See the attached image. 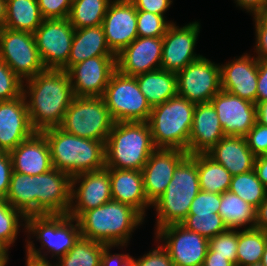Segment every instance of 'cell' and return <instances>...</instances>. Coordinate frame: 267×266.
<instances>
[{
  "label": "cell",
  "mask_w": 267,
  "mask_h": 266,
  "mask_svg": "<svg viewBox=\"0 0 267 266\" xmlns=\"http://www.w3.org/2000/svg\"><path fill=\"white\" fill-rule=\"evenodd\" d=\"M22 94L32 127L39 132L58 127L75 97L69 75L61 69H45L24 80Z\"/></svg>",
  "instance_id": "cell-1"
},
{
  "label": "cell",
  "mask_w": 267,
  "mask_h": 266,
  "mask_svg": "<svg viewBox=\"0 0 267 266\" xmlns=\"http://www.w3.org/2000/svg\"><path fill=\"white\" fill-rule=\"evenodd\" d=\"M144 217L132 206L111 200L82 212L77 218L81 237L106 245L127 246Z\"/></svg>",
  "instance_id": "cell-2"
},
{
  "label": "cell",
  "mask_w": 267,
  "mask_h": 266,
  "mask_svg": "<svg viewBox=\"0 0 267 266\" xmlns=\"http://www.w3.org/2000/svg\"><path fill=\"white\" fill-rule=\"evenodd\" d=\"M50 150L53 168L71 177L105 168V143L69 134L59 127L41 131Z\"/></svg>",
  "instance_id": "cell-3"
},
{
  "label": "cell",
  "mask_w": 267,
  "mask_h": 266,
  "mask_svg": "<svg viewBox=\"0 0 267 266\" xmlns=\"http://www.w3.org/2000/svg\"><path fill=\"white\" fill-rule=\"evenodd\" d=\"M155 149L147 122H115L105 144V167L142 171Z\"/></svg>",
  "instance_id": "cell-4"
},
{
  "label": "cell",
  "mask_w": 267,
  "mask_h": 266,
  "mask_svg": "<svg viewBox=\"0 0 267 266\" xmlns=\"http://www.w3.org/2000/svg\"><path fill=\"white\" fill-rule=\"evenodd\" d=\"M200 191L197 154L187 155L175 169L166 191L152 204L157 212L154 231L167 225L180 224Z\"/></svg>",
  "instance_id": "cell-5"
},
{
  "label": "cell",
  "mask_w": 267,
  "mask_h": 266,
  "mask_svg": "<svg viewBox=\"0 0 267 266\" xmlns=\"http://www.w3.org/2000/svg\"><path fill=\"white\" fill-rule=\"evenodd\" d=\"M196 103L179 95L152 107L147 121L155 148L180 149L188 153Z\"/></svg>",
  "instance_id": "cell-6"
},
{
  "label": "cell",
  "mask_w": 267,
  "mask_h": 266,
  "mask_svg": "<svg viewBox=\"0 0 267 266\" xmlns=\"http://www.w3.org/2000/svg\"><path fill=\"white\" fill-rule=\"evenodd\" d=\"M25 232L29 235L26 252L30 255L45 258L48 254L57 259L63 257L81 237L80 228L75 218L68 214L30 215L26 217ZM41 243L36 249L31 236ZM45 250L44 253L42 252Z\"/></svg>",
  "instance_id": "cell-7"
},
{
  "label": "cell",
  "mask_w": 267,
  "mask_h": 266,
  "mask_svg": "<svg viewBox=\"0 0 267 266\" xmlns=\"http://www.w3.org/2000/svg\"><path fill=\"white\" fill-rule=\"evenodd\" d=\"M114 123L103 98L88 96L73 98L58 127L69 134L106 144Z\"/></svg>",
  "instance_id": "cell-8"
},
{
  "label": "cell",
  "mask_w": 267,
  "mask_h": 266,
  "mask_svg": "<svg viewBox=\"0 0 267 266\" xmlns=\"http://www.w3.org/2000/svg\"><path fill=\"white\" fill-rule=\"evenodd\" d=\"M115 122H147L152 107L140 91L136 77L116 70L102 96Z\"/></svg>",
  "instance_id": "cell-9"
},
{
  "label": "cell",
  "mask_w": 267,
  "mask_h": 266,
  "mask_svg": "<svg viewBox=\"0 0 267 266\" xmlns=\"http://www.w3.org/2000/svg\"><path fill=\"white\" fill-rule=\"evenodd\" d=\"M0 59L23 81L46 69L29 32L0 29Z\"/></svg>",
  "instance_id": "cell-10"
},
{
  "label": "cell",
  "mask_w": 267,
  "mask_h": 266,
  "mask_svg": "<svg viewBox=\"0 0 267 266\" xmlns=\"http://www.w3.org/2000/svg\"><path fill=\"white\" fill-rule=\"evenodd\" d=\"M221 90L220 65L204 56L177 73V95L193 103H208Z\"/></svg>",
  "instance_id": "cell-11"
},
{
  "label": "cell",
  "mask_w": 267,
  "mask_h": 266,
  "mask_svg": "<svg viewBox=\"0 0 267 266\" xmlns=\"http://www.w3.org/2000/svg\"><path fill=\"white\" fill-rule=\"evenodd\" d=\"M74 32L68 18L42 21L33 35L46 69H62L67 64Z\"/></svg>",
  "instance_id": "cell-12"
},
{
  "label": "cell",
  "mask_w": 267,
  "mask_h": 266,
  "mask_svg": "<svg viewBox=\"0 0 267 266\" xmlns=\"http://www.w3.org/2000/svg\"><path fill=\"white\" fill-rule=\"evenodd\" d=\"M155 239L162 241L174 266H203L209 249V240L181 224H171L158 229Z\"/></svg>",
  "instance_id": "cell-13"
},
{
  "label": "cell",
  "mask_w": 267,
  "mask_h": 266,
  "mask_svg": "<svg viewBox=\"0 0 267 266\" xmlns=\"http://www.w3.org/2000/svg\"><path fill=\"white\" fill-rule=\"evenodd\" d=\"M200 23L195 21L183 27L172 23L163 36L161 69L178 73L202 55L194 52Z\"/></svg>",
  "instance_id": "cell-14"
},
{
  "label": "cell",
  "mask_w": 267,
  "mask_h": 266,
  "mask_svg": "<svg viewBox=\"0 0 267 266\" xmlns=\"http://www.w3.org/2000/svg\"><path fill=\"white\" fill-rule=\"evenodd\" d=\"M111 200L110 175L106 167L71 178V205L68 212L70 217L76 219L82 212L102 206Z\"/></svg>",
  "instance_id": "cell-15"
},
{
  "label": "cell",
  "mask_w": 267,
  "mask_h": 266,
  "mask_svg": "<svg viewBox=\"0 0 267 266\" xmlns=\"http://www.w3.org/2000/svg\"><path fill=\"white\" fill-rule=\"evenodd\" d=\"M116 70V56H96L73 65L67 73L74 96L102 97Z\"/></svg>",
  "instance_id": "cell-16"
},
{
  "label": "cell",
  "mask_w": 267,
  "mask_h": 266,
  "mask_svg": "<svg viewBox=\"0 0 267 266\" xmlns=\"http://www.w3.org/2000/svg\"><path fill=\"white\" fill-rule=\"evenodd\" d=\"M71 176L55 168L35 175L36 215L68 214Z\"/></svg>",
  "instance_id": "cell-17"
},
{
  "label": "cell",
  "mask_w": 267,
  "mask_h": 266,
  "mask_svg": "<svg viewBox=\"0 0 267 266\" xmlns=\"http://www.w3.org/2000/svg\"><path fill=\"white\" fill-rule=\"evenodd\" d=\"M102 27L108 47L119 54L137 37V10L130 0H112Z\"/></svg>",
  "instance_id": "cell-18"
},
{
  "label": "cell",
  "mask_w": 267,
  "mask_h": 266,
  "mask_svg": "<svg viewBox=\"0 0 267 266\" xmlns=\"http://www.w3.org/2000/svg\"><path fill=\"white\" fill-rule=\"evenodd\" d=\"M210 102L225 136L245 137L256 123V104L250 101L221 90Z\"/></svg>",
  "instance_id": "cell-19"
},
{
  "label": "cell",
  "mask_w": 267,
  "mask_h": 266,
  "mask_svg": "<svg viewBox=\"0 0 267 266\" xmlns=\"http://www.w3.org/2000/svg\"><path fill=\"white\" fill-rule=\"evenodd\" d=\"M188 155L180 149L156 148L142 168L144 191L153 204L165 191L179 163Z\"/></svg>",
  "instance_id": "cell-20"
},
{
  "label": "cell",
  "mask_w": 267,
  "mask_h": 266,
  "mask_svg": "<svg viewBox=\"0 0 267 266\" xmlns=\"http://www.w3.org/2000/svg\"><path fill=\"white\" fill-rule=\"evenodd\" d=\"M163 37H137L116 55L117 70L137 76L161 68Z\"/></svg>",
  "instance_id": "cell-21"
},
{
  "label": "cell",
  "mask_w": 267,
  "mask_h": 266,
  "mask_svg": "<svg viewBox=\"0 0 267 266\" xmlns=\"http://www.w3.org/2000/svg\"><path fill=\"white\" fill-rule=\"evenodd\" d=\"M35 132L23 94L12 100L0 101L1 152L10 153Z\"/></svg>",
  "instance_id": "cell-22"
},
{
  "label": "cell",
  "mask_w": 267,
  "mask_h": 266,
  "mask_svg": "<svg viewBox=\"0 0 267 266\" xmlns=\"http://www.w3.org/2000/svg\"><path fill=\"white\" fill-rule=\"evenodd\" d=\"M221 88L242 99L257 103L258 58L244 53L220 65Z\"/></svg>",
  "instance_id": "cell-23"
},
{
  "label": "cell",
  "mask_w": 267,
  "mask_h": 266,
  "mask_svg": "<svg viewBox=\"0 0 267 266\" xmlns=\"http://www.w3.org/2000/svg\"><path fill=\"white\" fill-rule=\"evenodd\" d=\"M225 134L211 102L197 103L188 141V155L206 154Z\"/></svg>",
  "instance_id": "cell-24"
},
{
  "label": "cell",
  "mask_w": 267,
  "mask_h": 266,
  "mask_svg": "<svg viewBox=\"0 0 267 266\" xmlns=\"http://www.w3.org/2000/svg\"><path fill=\"white\" fill-rule=\"evenodd\" d=\"M13 171L39 175L53 169L50 150L42 132L36 131L10 152Z\"/></svg>",
  "instance_id": "cell-25"
},
{
  "label": "cell",
  "mask_w": 267,
  "mask_h": 266,
  "mask_svg": "<svg viewBox=\"0 0 267 266\" xmlns=\"http://www.w3.org/2000/svg\"><path fill=\"white\" fill-rule=\"evenodd\" d=\"M107 169L110 175L112 200L132 206L145 218V210L152 207V204L145 195L142 171Z\"/></svg>",
  "instance_id": "cell-26"
},
{
  "label": "cell",
  "mask_w": 267,
  "mask_h": 266,
  "mask_svg": "<svg viewBox=\"0 0 267 266\" xmlns=\"http://www.w3.org/2000/svg\"><path fill=\"white\" fill-rule=\"evenodd\" d=\"M206 154L232 176L254 170L256 156L249 149L245 137L225 136Z\"/></svg>",
  "instance_id": "cell-27"
},
{
  "label": "cell",
  "mask_w": 267,
  "mask_h": 266,
  "mask_svg": "<svg viewBox=\"0 0 267 266\" xmlns=\"http://www.w3.org/2000/svg\"><path fill=\"white\" fill-rule=\"evenodd\" d=\"M96 56H116L107 45L102 25L75 29L68 62L61 70L68 71L73 65Z\"/></svg>",
  "instance_id": "cell-28"
},
{
  "label": "cell",
  "mask_w": 267,
  "mask_h": 266,
  "mask_svg": "<svg viewBox=\"0 0 267 266\" xmlns=\"http://www.w3.org/2000/svg\"><path fill=\"white\" fill-rule=\"evenodd\" d=\"M140 91L151 107L177 95V74L157 69L135 76Z\"/></svg>",
  "instance_id": "cell-29"
},
{
  "label": "cell",
  "mask_w": 267,
  "mask_h": 266,
  "mask_svg": "<svg viewBox=\"0 0 267 266\" xmlns=\"http://www.w3.org/2000/svg\"><path fill=\"white\" fill-rule=\"evenodd\" d=\"M218 214L228 229H250L256 225V208L229 190L221 194Z\"/></svg>",
  "instance_id": "cell-30"
},
{
  "label": "cell",
  "mask_w": 267,
  "mask_h": 266,
  "mask_svg": "<svg viewBox=\"0 0 267 266\" xmlns=\"http://www.w3.org/2000/svg\"><path fill=\"white\" fill-rule=\"evenodd\" d=\"M43 20L37 0H6L5 28L33 34Z\"/></svg>",
  "instance_id": "cell-31"
},
{
  "label": "cell",
  "mask_w": 267,
  "mask_h": 266,
  "mask_svg": "<svg viewBox=\"0 0 267 266\" xmlns=\"http://www.w3.org/2000/svg\"><path fill=\"white\" fill-rule=\"evenodd\" d=\"M5 200L26 217L36 215L35 175L12 171Z\"/></svg>",
  "instance_id": "cell-32"
},
{
  "label": "cell",
  "mask_w": 267,
  "mask_h": 266,
  "mask_svg": "<svg viewBox=\"0 0 267 266\" xmlns=\"http://www.w3.org/2000/svg\"><path fill=\"white\" fill-rule=\"evenodd\" d=\"M197 170L201 191L222 194L229 190L233 176L207 154H197Z\"/></svg>",
  "instance_id": "cell-33"
},
{
  "label": "cell",
  "mask_w": 267,
  "mask_h": 266,
  "mask_svg": "<svg viewBox=\"0 0 267 266\" xmlns=\"http://www.w3.org/2000/svg\"><path fill=\"white\" fill-rule=\"evenodd\" d=\"M111 1L73 0L68 20L74 29L100 26Z\"/></svg>",
  "instance_id": "cell-34"
},
{
  "label": "cell",
  "mask_w": 267,
  "mask_h": 266,
  "mask_svg": "<svg viewBox=\"0 0 267 266\" xmlns=\"http://www.w3.org/2000/svg\"><path fill=\"white\" fill-rule=\"evenodd\" d=\"M241 230H238L237 266L261 262L267 243V232L255 227Z\"/></svg>",
  "instance_id": "cell-35"
},
{
  "label": "cell",
  "mask_w": 267,
  "mask_h": 266,
  "mask_svg": "<svg viewBox=\"0 0 267 266\" xmlns=\"http://www.w3.org/2000/svg\"><path fill=\"white\" fill-rule=\"evenodd\" d=\"M106 244L80 237L74 246L58 262V266H101Z\"/></svg>",
  "instance_id": "cell-36"
},
{
  "label": "cell",
  "mask_w": 267,
  "mask_h": 266,
  "mask_svg": "<svg viewBox=\"0 0 267 266\" xmlns=\"http://www.w3.org/2000/svg\"><path fill=\"white\" fill-rule=\"evenodd\" d=\"M229 191L257 208L265 199L267 188L258 179L255 170L232 177Z\"/></svg>",
  "instance_id": "cell-37"
},
{
  "label": "cell",
  "mask_w": 267,
  "mask_h": 266,
  "mask_svg": "<svg viewBox=\"0 0 267 266\" xmlns=\"http://www.w3.org/2000/svg\"><path fill=\"white\" fill-rule=\"evenodd\" d=\"M20 226L26 228V216L5 199H0V244L6 250L15 243Z\"/></svg>",
  "instance_id": "cell-38"
},
{
  "label": "cell",
  "mask_w": 267,
  "mask_h": 266,
  "mask_svg": "<svg viewBox=\"0 0 267 266\" xmlns=\"http://www.w3.org/2000/svg\"><path fill=\"white\" fill-rule=\"evenodd\" d=\"M180 224L208 240L228 230L218 213L187 215Z\"/></svg>",
  "instance_id": "cell-39"
},
{
  "label": "cell",
  "mask_w": 267,
  "mask_h": 266,
  "mask_svg": "<svg viewBox=\"0 0 267 266\" xmlns=\"http://www.w3.org/2000/svg\"><path fill=\"white\" fill-rule=\"evenodd\" d=\"M165 18L155 13L137 10L138 37H163L173 23Z\"/></svg>",
  "instance_id": "cell-40"
},
{
  "label": "cell",
  "mask_w": 267,
  "mask_h": 266,
  "mask_svg": "<svg viewBox=\"0 0 267 266\" xmlns=\"http://www.w3.org/2000/svg\"><path fill=\"white\" fill-rule=\"evenodd\" d=\"M209 249L237 266L238 231L228 229L209 239Z\"/></svg>",
  "instance_id": "cell-41"
},
{
  "label": "cell",
  "mask_w": 267,
  "mask_h": 266,
  "mask_svg": "<svg viewBox=\"0 0 267 266\" xmlns=\"http://www.w3.org/2000/svg\"><path fill=\"white\" fill-rule=\"evenodd\" d=\"M23 80L0 59V101L15 99L22 95Z\"/></svg>",
  "instance_id": "cell-42"
},
{
  "label": "cell",
  "mask_w": 267,
  "mask_h": 266,
  "mask_svg": "<svg viewBox=\"0 0 267 266\" xmlns=\"http://www.w3.org/2000/svg\"><path fill=\"white\" fill-rule=\"evenodd\" d=\"M221 194L200 191L191 203L188 215L218 213Z\"/></svg>",
  "instance_id": "cell-43"
},
{
  "label": "cell",
  "mask_w": 267,
  "mask_h": 266,
  "mask_svg": "<svg viewBox=\"0 0 267 266\" xmlns=\"http://www.w3.org/2000/svg\"><path fill=\"white\" fill-rule=\"evenodd\" d=\"M73 0H37L43 19L68 18Z\"/></svg>",
  "instance_id": "cell-44"
},
{
  "label": "cell",
  "mask_w": 267,
  "mask_h": 266,
  "mask_svg": "<svg viewBox=\"0 0 267 266\" xmlns=\"http://www.w3.org/2000/svg\"><path fill=\"white\" fill-rule=\"evenodd\" d=\"M245 139L249 149L256 157L267 154V126L256 121Z\"/></svg>",
  "instance_id": "cell-45"
},
{
  "label": "cell",
  "mask_w": 267,
  "mask_h": 266,
  "mask_svg": "<svg viewBox=\"0 0 267 266\" xmlns=\"http://www.w3.org/2000/svg\"><path fill=\"white\" fill-rule=\"evenodd\" d=\"M255 20V51L258 59L267 61V11L253 16Z\"/></svg>",
  "instance_id": "cell-46"
},
{
  "label": "cell",
  "mask_w": 267,
  "mask_h": 266,
  "mask_svg": "<svg viewBox=\"0 0 267 266\" xmlns=\"http://www.w3.org/2000/svg\"><path fill=\"white\" fill-rule=\"evenodd\" d=\"M132 266H174L168 251L161 245L140 258L134 259Z\"/></svg>",
  "instance_id": "cell-47"
},
{
  "label": "cell",
  "mask_w": 267,
  "mask_h": 266,
  "mask_svg": "<svg viewBox=\"0 0 267 266\" xmlns=\"http://www.w3.org/2000/svg\"><path fill=\"white\" fill-rule=\"evenodd\" d=\"M12 171L10 153L0 151V199H5L8 194Z\"/></svg>",
  "instance_id": "cell-48"
},
{
  "label": "cell",
  "mask_w": 267,
  "mask_h": 266,
  "mask_svg": "<svg viewBox=\"0 0 267 266\" xmlns=\"http://www.w3.org/2000/svg\"><path fill=\"white\" fill-rule=\"evenodd\" d=\"M136 10L155 13L163 17L164 13L170 8L173 0H130Z\"/></svg>",
  "instance_id": "cell-49"
},
{
  "label": "cell",
  "mask_w": 267,
  "mask_h": 266,
  "mask_svg": "<svg viewBox=\"0 0 267 266\" xmlns=\"http://www.w3.org/2000/svg\"><path fill=\"white\" fill-rule=\"evenodd\" d=\"M118 245H107L101 257V266H132L133 257L129 254H112L110 249Z\"/></svg>",
  "instance_id": "cell-50"
},
{
  "label": "cell",
  "mask_w": 267,
  "mask_h": 266,
  "mask_svg": "<svg viewBox=\"0 0 267 266\" xmlns=\"http://www.w3.org/2000/svg\"><path fill=\"white\" fill-rule=\"evenodd\" d=\"M267 101V61L258 59L257 103Z\"/></svg>",
  "instance_id": "cell-51"
},
{
  "label": "cell",
  "mask_w": 267,
  "mask_h": 266,
  "mask_svg": "<svg viewBox=\"0 0 267 266\" xmlns=\"http://www.w3.org/2000/svg\"><path fill=\"white\" fill-rule=\"evenodd\" d=\"M236 6L246 9L249 13H252L253 16L259 13L267 11V0H234Z\"/></svg>",
  "instance_id": "cell-52"
},
{
  "label": "cell",
  "mask_w": 267,
  "mask_h": 266,
  "mask_svg": "<svg viewBox=\"0 0 267 266\" xmlns=\"http://www.w3.org/2000/svg\"><path fill=\"white\" fill-rule=\"evenodd\" d=\"M254 170L258 179L267 188V154L255 158Z\"/></svg>",
  "instance_id": "cell-53"
},
{
  "label": "cell",
  "mask_w": 267,
  "mask_h": 266,
  "mask_svg": "<svg viewBox=\"0 0 267 266\" xmlns=\"http://www.w3.org/2000/svg\"><path fill=\"white\" fill-rule=\"evenodd\" d=\"M255 228L267 232V193L265 199L256 208Z\"/></svg>",
  "instance_id": "cell-54"
},
{
  "label": "cell",
  "mask_w": 267,
  "mask_h": 266,
  "mask_svg": "<svg viewBox=\"0 0 267 266\" xmlns=\"http://www.w3.org/2000/svg\"><path fill=\"white\" fill-rule=\"evenodd\" d=\"M203 266H235L227 257L215 256V252L208 249Z\"/></svg>",
  "instance_id": "cell-55"
},
{
  "label": "cell",
  "mask_w": 267,
  "mask_h": 266,
  "mask_svg": "<svg viewBox=\"0 0 267 266\" xmlns=\"http://www.w3.org/2000/svg\"><path fill=\"white\" fill-rule=\"evenodd\" d=\"M26 266H58L57 263H52L46 258H39L33 255H30L26 252Z\"/></svg>",
  "instance_id": "cell-56"
},
{
  "label": "cell",
  "mask_w": 267,
  "mask_h": 266,
  "mask_svg": "<svg viewBox=\"0 0 267 266\" xmlns=\"http://www.w3.org/2000/svg\"><path fill=\"white\" fill-rule=\"evenodd\" d=\"M256 121L267 126V101L256 103Z\"/></svg>",
  "instance_id": "cell-57"
},
{
  "label": "cell",
  "mask_w": 267,
  "mask_h": 266,
  "mask_svg": "<svg viewBox=\"0 0 267 266\" xmlns=\"http://www.w3.org/2000/svg\"><path fill=\"white\" fill-rule=\"evenodd\" d=\"M6 19V0H0V29L4 28Z\"/></svg>",
  "instance_id": "cell-58"
},
{
  "label": "cell",
  "mask_w": 267,
  "mask_h": 266,
  "mask_svg": "<svg viewBox=\"0 0 267 266\" xmlns=\"http://www.w3.org/2000/svg\"><path fill=\"white\" fill-rule=\"evenodd\" d=\"M8 250H4L1 254H0V266H6L7 263L9 262V257H8Z\"/></svg>",
  "instance_id": "cell-59"
},
{
  "label": "cell",
  "mask_w": 267,
  "mask_h": 266,
  "mask_svg": "<svg viewBox=\"0 0 267 266\" xmlns=\"http://www.w3.org/2000/svg\"><path fill=\"white\" fill-rule=\"evenodd\" d=\"M261 263L263 266H267V243L265 245L264 253L262 255Z\"/></svg>",
  "instance_id": "cell-60"
},
{
  "label": "cell",
  "mask_w": 267,
  "mask_h": 266,
  "mask_svg": "<svg viewBox=\"0 0 267 266\" xmlns=\"http://www.w3.org/2000/svg\"><path fill=\"white\" fill-rule=\"evenodd\" d=\"M247 266H263V264L261 262H258V263L250 264Z\"/></svg>",
  "instance_id": "cell-61"
},
{
  "label": "cell",
  "mask_w": 267,
  "mask_h": 266,
  "mask_svg": "<svg viewBox=\"0 0 267 266\" xmlns=\"http://www.w3.org/2000/svg\"><path fill=\"white\" fill-rule=\"evenodd\" d=\"M5 250V248L0 244V254Z\"/></svg>",
  "instance_id": "cell-62"
}]
</instances>
